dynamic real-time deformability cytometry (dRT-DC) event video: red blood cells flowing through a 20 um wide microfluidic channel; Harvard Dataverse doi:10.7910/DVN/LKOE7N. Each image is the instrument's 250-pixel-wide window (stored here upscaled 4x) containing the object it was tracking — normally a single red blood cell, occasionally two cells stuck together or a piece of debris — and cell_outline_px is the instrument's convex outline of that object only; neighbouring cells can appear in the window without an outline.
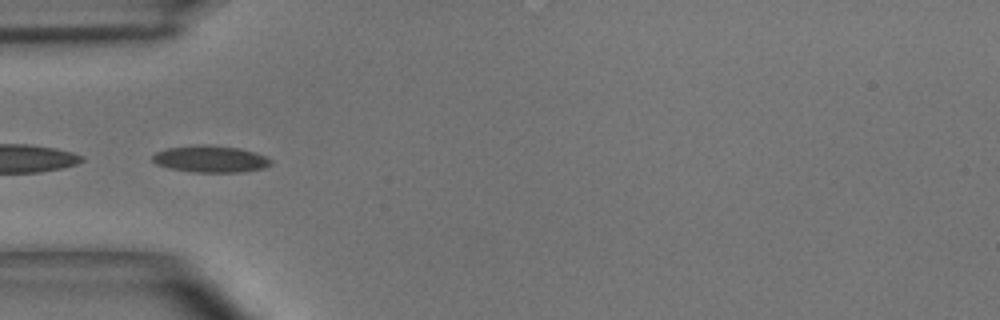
{"species": "common noctule bat (a hibernating species)", "species_latin": "Nyctalus noctula", "temperature_condition": "room temperature", "stored_images_in_passage": 24, "camera_frame_rate_fps": 3000, "um_per_image_px": 0.085, "animal": {"sex": "male", "body_mass_g": 15.6}, "frame": {"image": 1, "passage_image": 4, "time_ms": 1.0, "image_size_px": [1000, 320], "cell_outline_px": [[272, 164], [264, 168], [240, 172], [192, 172], [168, 168], [156, 164], [152, 160], [152, 156], [156, 152], [168, 148], [200, 144], [208, 144], [240, 148], [256, 152], [272, 160]], "centroid_in_image_um": [17.89, 13.51], "position_along_channel_um": 67.1, "area_um2": 18.61}}